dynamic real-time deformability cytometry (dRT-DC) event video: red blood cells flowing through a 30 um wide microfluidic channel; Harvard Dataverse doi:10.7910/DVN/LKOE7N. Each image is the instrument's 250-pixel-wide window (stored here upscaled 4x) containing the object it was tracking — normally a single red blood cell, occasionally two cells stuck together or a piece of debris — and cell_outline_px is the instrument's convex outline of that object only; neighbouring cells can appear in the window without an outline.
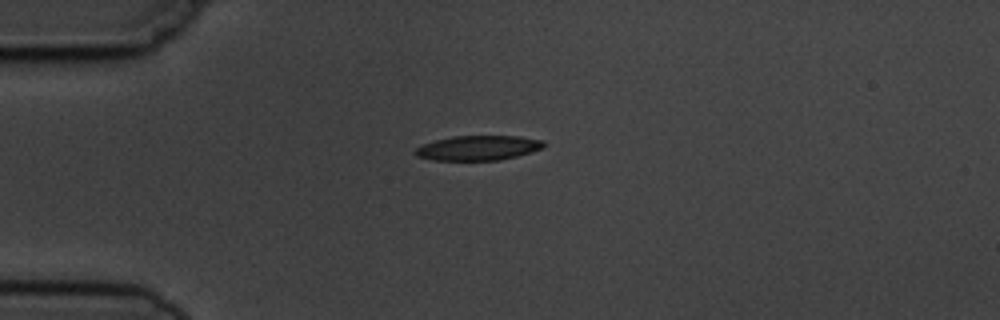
{"species": "common noctule bat (a hibernating species)", "species_latin": "Nyctalus noctula", "temperature_condition": "cold", "stored_images_in_passage": 2, "camera_frame_rate_fps": 3000, "um_per_image_px": 0.085, "animal": {"sex": "male", "body_mass_g": 19.5, "forearm_length_mm": 54.6}, "frame": {"image": 1, "passage_image": 1, "time_ms": 0.0, "image_size_px": [1000, 320], "cell_outline_px": [[544, 148], [516, 156], [500, 160], [432, 160], [416, 156], [412, 152], [416, 148], [424, 144], [436, 140], [452, 136], [520, 136], [544, 140]], "centroid_in_image_um": [40.64, 12.57], "position_along_channel_um": 44.4, "area_um2": 18.55}}